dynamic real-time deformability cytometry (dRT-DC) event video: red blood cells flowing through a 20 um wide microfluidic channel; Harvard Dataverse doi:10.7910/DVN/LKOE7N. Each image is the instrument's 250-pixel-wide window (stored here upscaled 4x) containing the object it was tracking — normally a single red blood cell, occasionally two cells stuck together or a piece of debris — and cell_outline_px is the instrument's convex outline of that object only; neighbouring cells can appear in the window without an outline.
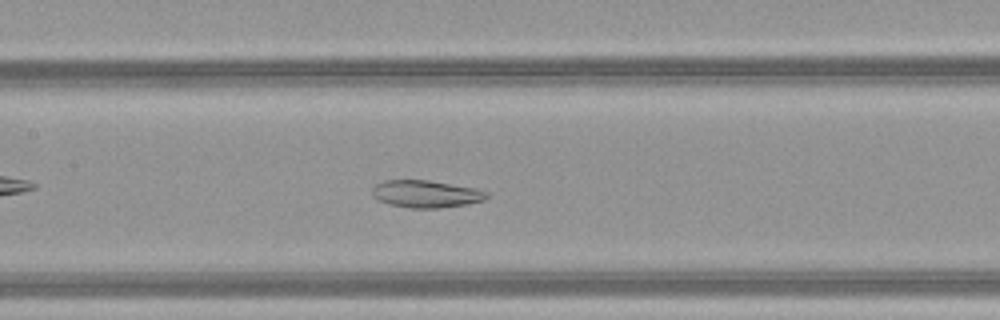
{"species": "common noctule bat (a hibernating species)", "species_latin": "Nyctalus noctula", "temperature_condition": "warm", "stored_images_in_passage": 46, "camera_frame_rate_fps": 3000, "um_per_image_px": 0.085, "animal": {"sex": "female", "body_mass_g": 21.9}, "frame": {"image": 1, "passage_image": 21, "time_ms": 6.667, "image_size_px": [1000, 320], "cell_outline_px": [[488, 196], [484, 200], [468, 204], [440, 208], [412, 208], [388, 204], [372, 196], [372, 188], [376, 184], [384, 180], [428, 180], [476, 188], [488, 192]], "centroid_in_image_um": [36.21, 16.48], "position_along_channel_um": 171.2, "area_um2": 18.26}}
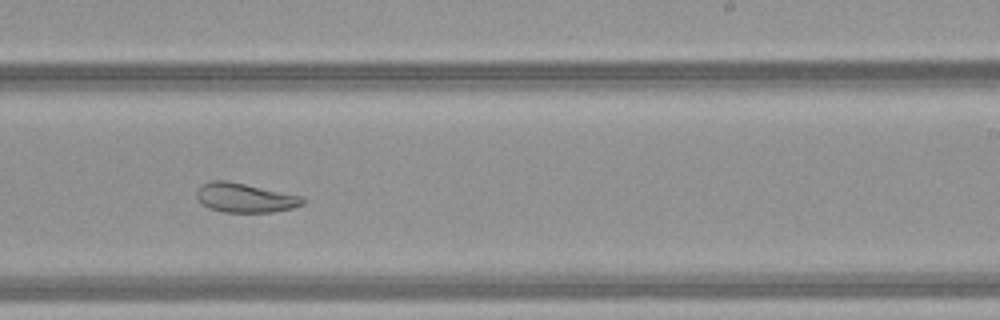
{"frame": {"image": 2, "passage_image": 28, "time_ms": 9.0, "image_size_px": [1000, 320], "cell_outline_px": [[304, 204], [292, 208], [272, 212], [224, 212], [208, 208], [196, 196], [196, 192], [200, 184], [212, 180], [228, 180], [304, 196]], "centroid_in_image_um": [20.83, 16.79], "position_along_channel_um": 268.2, "area_um2": 18.26}}
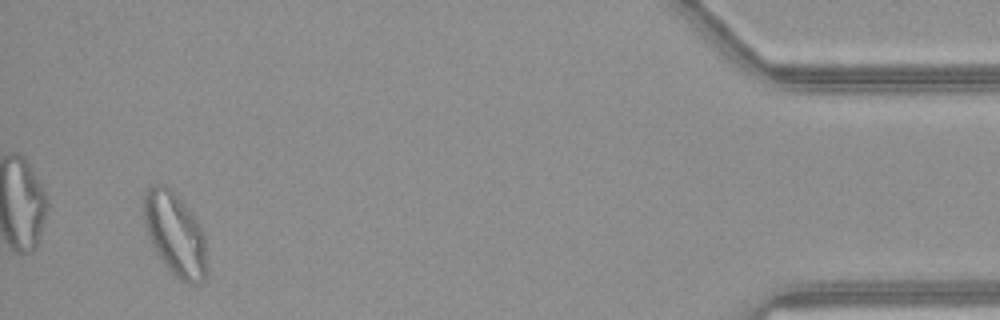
{"frame": {"image": 3, "passage_image": 44, "time_ms": 14.333, "image_size_px": [1000, 320], "cell_outline_px": [[208, 268], [204, 280], [200, 284], [188, 284], [180, 280], [164, 264], [156, 252], [148, 236], [144, 224], [144, 192], [152, 184], [164, 184], [172, 188], [196, 216], [200, 224], [204, 236]], "centroid_in_image_um": [14.91, 19.88], "position_along_channel_um": 420.3, "area_um2": 31.21}, "authors_computed_cell_mechanics": {"area_um2": 25.5765, "velocity_mm_per_s": 4.1767, "shape_relaxation_time_tau1_ms": null, "shape_relaxation_time_tau2_ms": 3.8938, "deformation_change_tau1": null, "deformation_change_tau2": 0.1048}}